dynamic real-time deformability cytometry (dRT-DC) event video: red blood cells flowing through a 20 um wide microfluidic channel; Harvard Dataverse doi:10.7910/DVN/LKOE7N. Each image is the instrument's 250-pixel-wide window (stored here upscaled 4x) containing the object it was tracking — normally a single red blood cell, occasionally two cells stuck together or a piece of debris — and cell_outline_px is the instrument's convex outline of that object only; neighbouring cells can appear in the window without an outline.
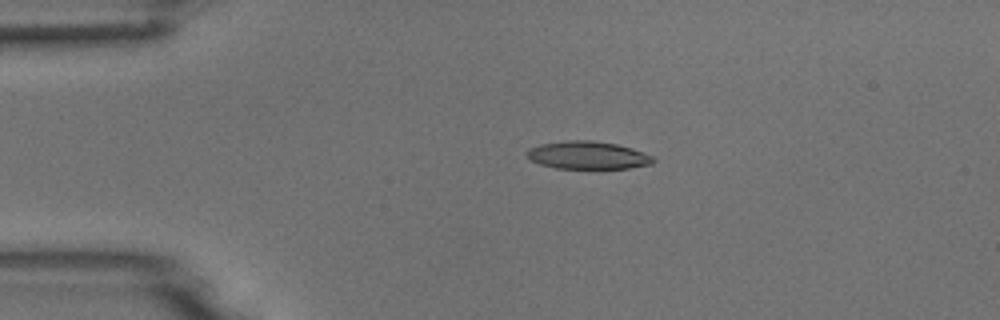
{"species": "common noctule bat (a hibernating species)", "species_latin": "Nyctalus noctula", "temperature_condition": "room temperature", "stored_images_in_passage": 2, "camera_frame_rate_fps": 3000, "um_per_image_px": 0.085, "animal": {"sex": "male", "body_mass_g": 18.8}, "frame": {"image": 1, "passage_image": 1, "time_ms": 0.0, "image_size_px": [1000, 320], "cell_outline_px": [[656, 160], [652, 164], [628, 168], [556, 168], [540, 164], [532, 160], [528, 156], [528, 148], [540, 144], [568, 140], [592, 140], [616, 144], [632, 148], [644, 152], [652, 156]], "centroid_in_image_um": [49.99, 13.19], "position_along_channel_um": 35.0, "area_um2": 20.35}}